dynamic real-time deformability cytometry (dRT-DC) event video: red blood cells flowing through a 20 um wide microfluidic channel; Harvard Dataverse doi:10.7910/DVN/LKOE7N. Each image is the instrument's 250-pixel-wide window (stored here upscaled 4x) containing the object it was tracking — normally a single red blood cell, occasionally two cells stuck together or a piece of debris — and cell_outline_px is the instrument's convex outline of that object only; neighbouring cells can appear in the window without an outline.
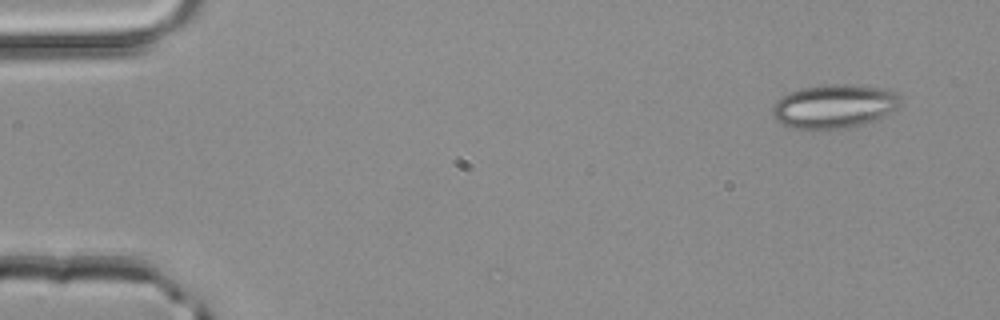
{"species": "common noctule bat (a hibernating species)", "species_latin": "Nyctalus noctula", "temperature_condition": "room temperature", "stored_images_in_passage": 4, "camera_frame_rate_fps": 3000, "um_per_image_px": 0.085, "animal": {"sex": "male", "body_mass_g": 20.4}, "frame": {"image": 1, "passage_image": 1, "time_ms": 0.0, "image_size_px": [1000, 320], "cell_outline_px": [[900, 104], [896, 108], [872, 120], [860, 124], [840, 128], [788, 128], [780, 124], [772, 116], [772, 108], [776, 100], [788, 92], [804, 88], [824, 84], [848, 84], [888, 88], [900, 100]], "centroid_in_image_um": [70.82, 9.01], "position_along_channel_um": 14.2, "area_um2": 32.19}}